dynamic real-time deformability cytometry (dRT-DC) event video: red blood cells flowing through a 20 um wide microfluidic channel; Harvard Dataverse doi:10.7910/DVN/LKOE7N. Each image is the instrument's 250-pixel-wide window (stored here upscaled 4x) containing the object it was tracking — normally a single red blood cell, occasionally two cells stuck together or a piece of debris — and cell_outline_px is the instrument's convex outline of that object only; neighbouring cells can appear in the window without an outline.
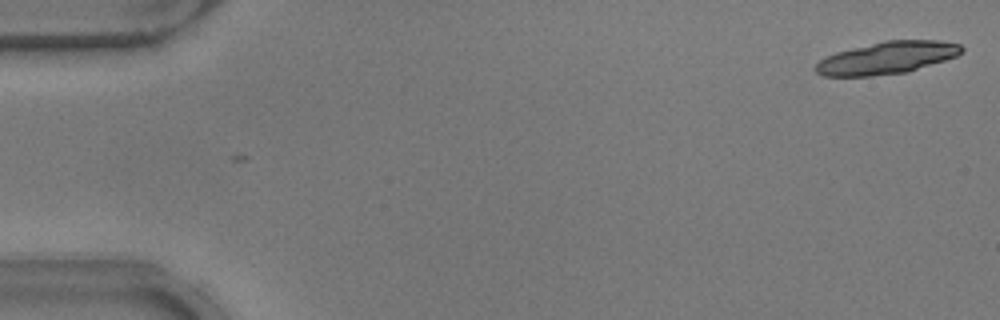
{"species": "common noctule bat (a hibernating species)", "species_latin": "Nyctalus noctula", "temperature_condition": "warm", "stored_images_in_passage": 18, "camera_frame_rate_fps": 3000, "um_per_image_px": 0.085, "animal": {"sex": "male", "body_mass_g": 17.9}, "frame": {"image": 1, "passage_image": 1, "time_ms": 0.0, "image_size_px": [1000, 320], "cell_outline_px": [[964, 52], [956, 56], [908, 72], [872, 76], [824, 76], [816, 72], [816, 64], [820, 60], [836, 52], [884, 40], [936, 40], [960, 44], [964, 48]], "centroid_in_image_um": [75.42, 4.91], "position_along_channel_um": 9.6, "area_um2": 27.34}}